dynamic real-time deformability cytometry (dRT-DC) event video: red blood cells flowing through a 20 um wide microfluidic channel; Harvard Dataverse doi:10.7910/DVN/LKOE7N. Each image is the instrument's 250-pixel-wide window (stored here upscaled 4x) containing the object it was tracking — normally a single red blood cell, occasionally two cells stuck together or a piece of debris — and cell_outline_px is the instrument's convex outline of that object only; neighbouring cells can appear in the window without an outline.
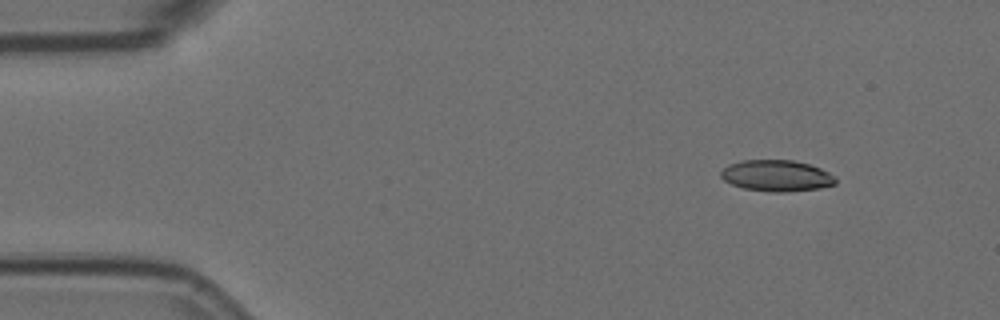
{"species": "Egyptian fruit bat (a non-hibernating species)", "species_latin": "Rousettus aegyptiacus", "temperature_condition": "room temperature", "stored_images_in_passage": 4, "camera_frame_rate_fps": 3000, "um_per_image_px": 0.085, "animal": {"sex": "female"}, "frame": {"image": 1, "passage_image": 1, "time_ms": 0.0, "image_size_px": [1000, 320], "cell_outline_px": [[836, 184], [820, 188], [784, 192], [772, 192], [744, 188], [732, 184], [724, 180], [720, 176], [720, 172], [728, 164], [740, 160], [792, 160], [808, 164], [820, 168], [836, 176]], "centroid_in_image_um": [66.01, 14.93], "position_along_channel_um": 19.0, "area_um2": 20.92}}
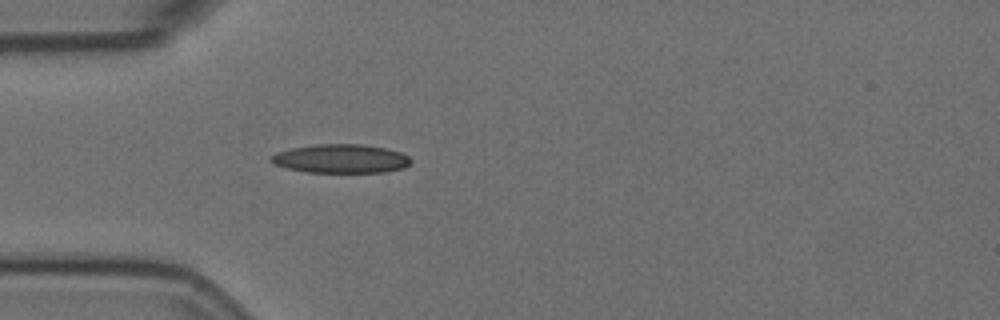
{"frame": {"image": 2, "passage_image": 4, "time_ms": 1.0, "image_size_px": [1000, 320], "cell_outline_px": [[412, 160], [404, 168], [384, 172], [308, 172], [288, 168], [272, 164], [268, 160], [268, 156], [276, 152], [292, 148], [316, 144], [364, 144], [384, 148], [400, 152], [408, 156]], "centroid_in_image_um": [28.93, 13.48], "position_along_channel_um": 56.1, "area_um2": 23.52}}